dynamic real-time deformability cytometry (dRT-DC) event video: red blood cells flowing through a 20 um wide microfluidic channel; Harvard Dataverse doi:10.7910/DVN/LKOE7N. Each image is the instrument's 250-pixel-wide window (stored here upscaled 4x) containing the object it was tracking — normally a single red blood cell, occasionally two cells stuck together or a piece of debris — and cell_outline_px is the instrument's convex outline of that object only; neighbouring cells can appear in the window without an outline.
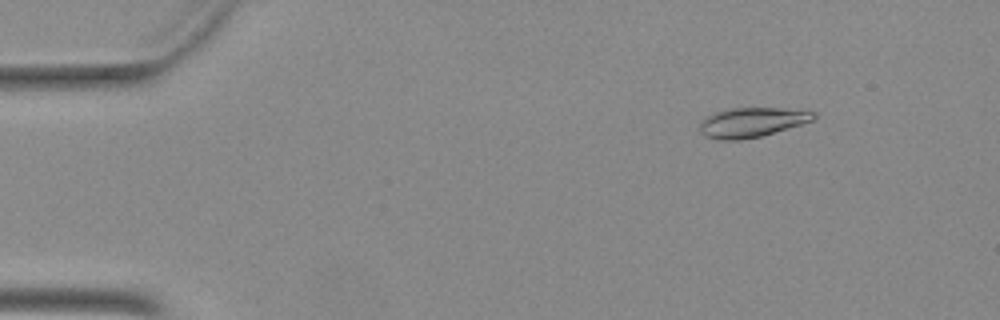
{"species": "Egyptian fruit bat (a non-hibernating species)", "species_latin": "Rousettus aegyptiacus", "temperature_condition": "warm", "stored_images_in_passage": 24, "camera_frame_rate_fps": 3000, "um_per_image_px": 0.085, "animal": {"sex": "female"}, "frame": {"image": 1, "passage_image": 7, "time_ms": 2.0, "image_size_px": [1000, 320], "cell_outline_px": [[816, 116], [812, 120], [800, 124], [760, 136], [740, 140], [720, 140], [704, 136], [700, 132], [700, 120], [716, 112], [728, 108], [780, 108], [816, 112]], "centroid_in_image_um": [63.85, 10.4], "position_along_channel_um": 21.2, "area_um2": 19.42}}